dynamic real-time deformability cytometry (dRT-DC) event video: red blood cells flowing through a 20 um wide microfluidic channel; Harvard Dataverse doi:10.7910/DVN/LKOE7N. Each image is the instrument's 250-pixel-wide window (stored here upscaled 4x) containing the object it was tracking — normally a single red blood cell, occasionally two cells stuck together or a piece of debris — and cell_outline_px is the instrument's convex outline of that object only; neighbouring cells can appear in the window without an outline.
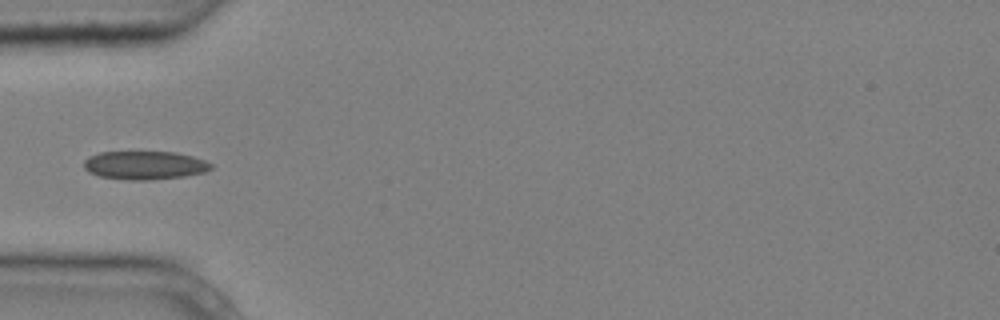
{"species": "common noctule bat (a hibernating species)", "species_latin": "Nyctalus noctula", "temperature_condition": "cold", "stored_images_in_passage": 7, "camera_frame_rate_fps": 3000, "um_per_image_px": 0.085, "animal": {"sex": "male", "body_mass_g": 20.4}, "frame": {"image": 1, "passage_image": 5, "time_ms": 1.333, "image_size_px": [1000, 320], "cell_outline_px": [[212, 168], [204, 172], [184, 176], [144, 180], [128, 180], [100, 176], [88, 172], [84, 168], [84, 160], [88, 156], [100, 152], [176, 152], [192, 156], [204, 160], [212, 164]], "centroid_in_image_um": [12.27, 14.04], "position_along_channel_um": 72.7, "area_um2": 20.98}}
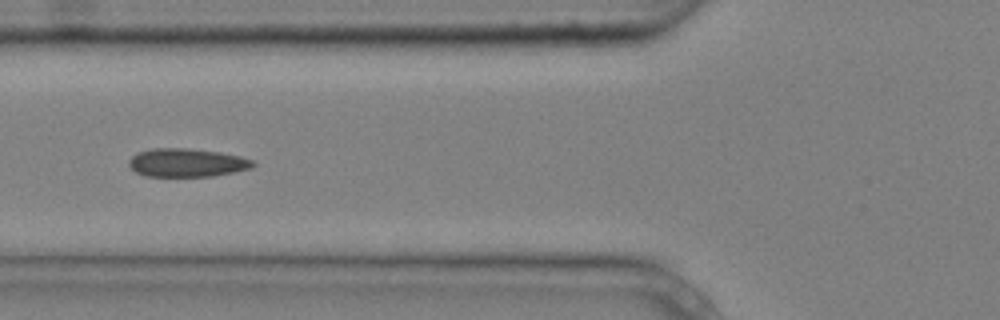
{"frame": {"image": 2, "passage_image": 6, "time_ms": 1.667, "image_size_px": [1000, 320], "cell_outline_px": [[256, 164], [252, 168], [212, 176], [144, 176], [136, 172], [128, 164], [128, 160], [136, 152], [152, 148], [188, 148], [220, 152], [240, 156], [252, 160]], "centroid_in_image_um": [15.86, 13.82], "position_along_channel_um": 109.9, "area_um2": 20.58}}